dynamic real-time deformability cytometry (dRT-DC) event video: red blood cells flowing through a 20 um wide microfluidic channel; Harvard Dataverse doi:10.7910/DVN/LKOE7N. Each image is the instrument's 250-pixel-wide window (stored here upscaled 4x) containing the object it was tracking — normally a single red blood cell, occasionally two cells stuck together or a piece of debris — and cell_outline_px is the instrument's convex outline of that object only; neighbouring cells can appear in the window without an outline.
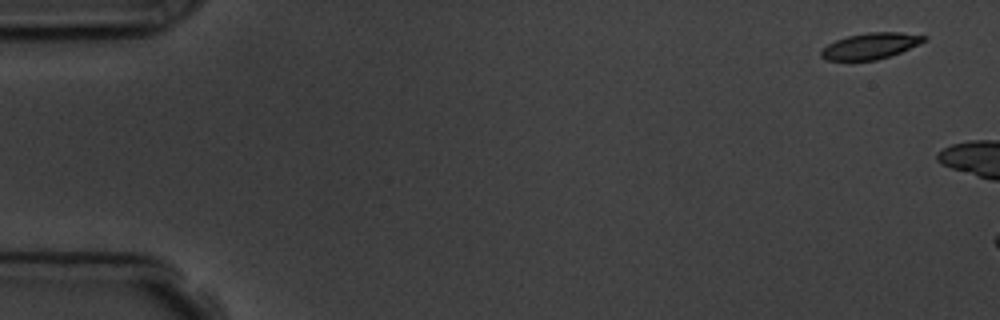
{"species": "common noctule bat (a hibernating species)", "species_latin": "Nyctalus noctula", "temperature_condition": "room temperature", "stored_images_in_passage": 3, "camera_frame_rate_fps": 3000, "um_per_image_px": 0.085, "animal": {"sex": "male", "body_mass_g": 19.5, "forearm_length_mm": 54.6}, "frame": {"image": 1, "passage_image": 1, "time_ms": 0.0, "image_size_px": [1000, 320], "cell_outline_px": [[928, 40], [900, 52], [876, 60], [828, 60], [820, 56], [820, 52], [828, 44], [836, 40], [848, 36], [868, 32], [900, 32], [928, 36]], "centroid_in_image_um": [74.02, 3.89], "position_along_channel_um": 11.0, "area_um2": 15.49}}